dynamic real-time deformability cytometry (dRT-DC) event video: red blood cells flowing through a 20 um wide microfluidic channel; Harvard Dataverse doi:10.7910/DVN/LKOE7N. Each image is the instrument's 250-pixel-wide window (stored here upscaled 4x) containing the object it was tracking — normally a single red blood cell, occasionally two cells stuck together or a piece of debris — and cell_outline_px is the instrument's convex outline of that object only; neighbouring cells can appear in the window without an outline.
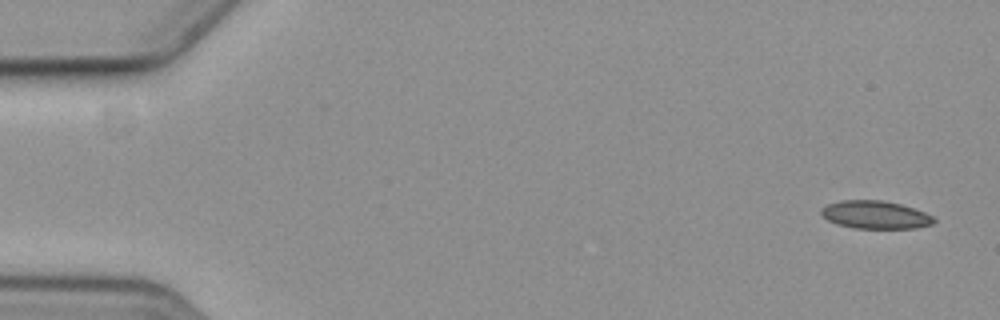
{"species": "common noctule bat (a hibernating species)", "species_latin": "Nyctalus noctula", "temperature_condition": "cold", "stored_images_in_passage": 3, "camera_frame_rate_fps": 3000, "um_per_image_px": 0.085, "animal": {"sex": "female", "body_mass_g": 19.3, "forearm_length_mm": 54.1}, "frame": {"image": 1, "passage_image": 1, "time_ms": 0.0, "image_size_px": [1000, 320], "cell_outline_px": [[936, 220], [932, 224], [916, 228], [856, 228], [836, 224], [828, 220], [820, 212], [828, 204], [840, 200], [880, 200], [900, 204], [924, 212], [932, 216]], "centroid_in_image_um": [74.41, 18.26], "position_along_channel_um": 10.6, "area_um2": 18.09}}